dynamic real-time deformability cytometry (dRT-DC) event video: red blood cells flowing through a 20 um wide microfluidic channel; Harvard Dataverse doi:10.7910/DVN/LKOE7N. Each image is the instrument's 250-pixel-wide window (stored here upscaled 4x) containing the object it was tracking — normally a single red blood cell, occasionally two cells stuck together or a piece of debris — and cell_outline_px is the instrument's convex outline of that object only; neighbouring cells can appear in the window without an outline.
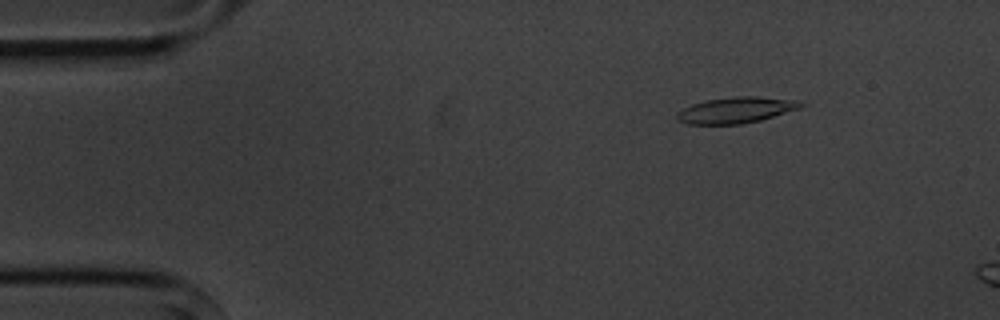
{"species": "common noctule bat (a hibernating species)", "species_latin": "Nyctalus noctula", "temperature_condition": "cold", "stored_images_in_passage": 4, "camera_frame_rate_fps": 3000, "um_per_image_px": 0.085, "animal": {"sex": "male", "body_mass_g": 20.1, "forearm_length_mm": 53.5}, "frame": {"image": 1, "passage_image": 2, "time_ms": 1.0, "image_size_px": [1000, 320], "cell_outline_px": [[808, 104], [800, 108], [760, 120], [740, 124], [688, 124], [676, 120], [676, 112], [692, 104], [708, 100], [736, 96], [756, 96], [796, 100]], "centroid_in_image_um": [62.56, 9.36], "position_along_channel_um": 22.4, "area_um2": 18.73}}